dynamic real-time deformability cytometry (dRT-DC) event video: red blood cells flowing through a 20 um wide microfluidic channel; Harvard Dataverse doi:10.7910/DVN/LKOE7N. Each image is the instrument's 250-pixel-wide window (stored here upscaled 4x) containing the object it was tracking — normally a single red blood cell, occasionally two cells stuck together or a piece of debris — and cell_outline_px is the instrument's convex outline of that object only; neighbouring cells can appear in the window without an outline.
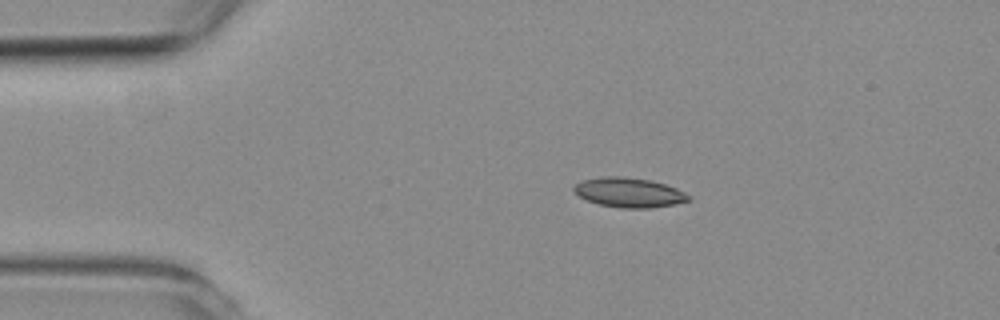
{"species": "common noctule bat (a hibernating species)", "species_latin": "Nyctalus noctula", "temperature_condition": "room temperature", "stored_images_in_passage": 5, "camera_frame_rate_fps": 3000, "um_per_image_px": 0.085, "animal": {"sex": "female", "body_mass_g": 19.3, "forearm_length_mm": 54.1}, "frame": {"image": 1, "passage_image": 2, "time_ms": 1.333, "image_size_px": [1000, 320], "cell_outline_px": [[692, 200], [676, 204], [652, 208], [620, 208], [600, 204], [588, 200], [580, 196], [572, 188], [580, 180], [604, 176], [624, 176], [648, 180], [664, 184], [676, 188], [692, 196]], "centroid_in_image_um": [53.5, 16.36], "position_along_channel_um": 31.5, "area_um2": 19.83}}
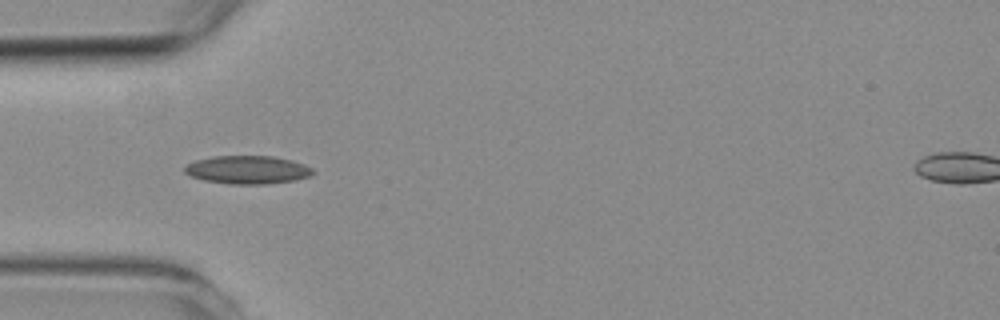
{"frame": {"image": 2, "passage_image": 4, "time_ms": 3.333, "image_size_px": [1000, 320], "cell_outline_px": [[316, 172], [312, 176], [296, 180], [268, 184], [228, 184], [204, 180], [192, 176], [184, 172], [184, 164], [196, 160], [212, 156], [272, 156], [292, 160], [304, 164], [312, 168]], "centroid_in_image_um": [21.06, 14.43], "position_along_channel_um": 63.9, "area_um2": 21.33}}
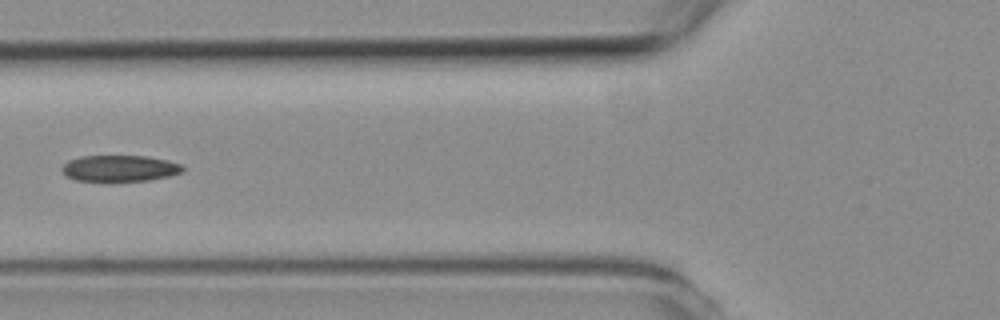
{"frame": {"image": 3, "passage_image": 5, "time_ms": 4.667, "image_size_px": [1000, 320], "cell_outline_px": [[184, 172], [172, 176], [148, 180], [76, 180], [68, 176], [60, 168], [68, 160], [80, 156], [148, 156], [168, 160], [184, 164]], "centroid_in_image_um": [10.26, 14.29], "position_along_channel_um": 115.5, "area_um2": 18.44}}